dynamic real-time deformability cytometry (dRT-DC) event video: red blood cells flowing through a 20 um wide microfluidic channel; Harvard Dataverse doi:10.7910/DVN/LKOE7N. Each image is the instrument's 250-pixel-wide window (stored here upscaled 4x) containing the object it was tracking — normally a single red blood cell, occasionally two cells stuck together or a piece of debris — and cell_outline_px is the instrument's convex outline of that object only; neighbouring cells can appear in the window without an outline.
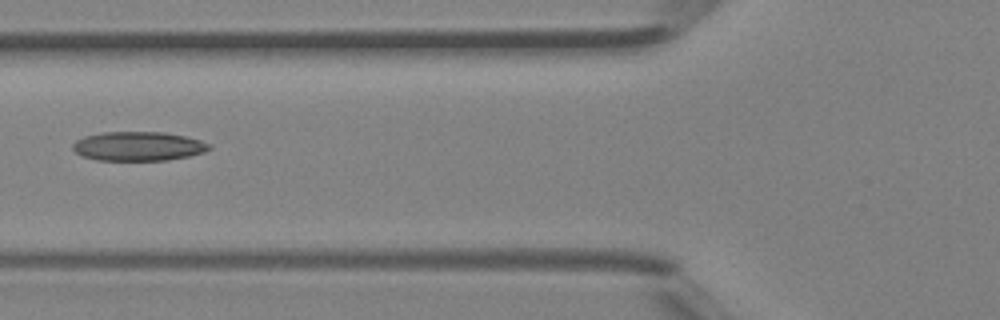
{"species": "Egyptian fruit bat (a non-hibernating species)", "species_latin": "Rousettus aegyptiacus", "temperature_condition": "room temperature", "stored_images_in_passage": 5, "camera_frame_rate_fps": 3000, "um_per_image_px": 0.085, "animal": {"sex": "female"}, "frame": {"image": 1, "passage_image": 5, "time_ms": 1.333, "image_size_px": [1000, 320], "cell_outline_px": [[212, 148], [204, 152], [188, 156], [168, 160], [96, 160], [80, 156], [72, 148], [72, 144], [76, 140], [84, 136], [104, 132], [164, 132], [184, 136], [200, 140], [208, 144]], "centroid_in_image_um": [11.72, 12.43], "position_along_channel_um": 114.1, "area_um2": 23.18}}